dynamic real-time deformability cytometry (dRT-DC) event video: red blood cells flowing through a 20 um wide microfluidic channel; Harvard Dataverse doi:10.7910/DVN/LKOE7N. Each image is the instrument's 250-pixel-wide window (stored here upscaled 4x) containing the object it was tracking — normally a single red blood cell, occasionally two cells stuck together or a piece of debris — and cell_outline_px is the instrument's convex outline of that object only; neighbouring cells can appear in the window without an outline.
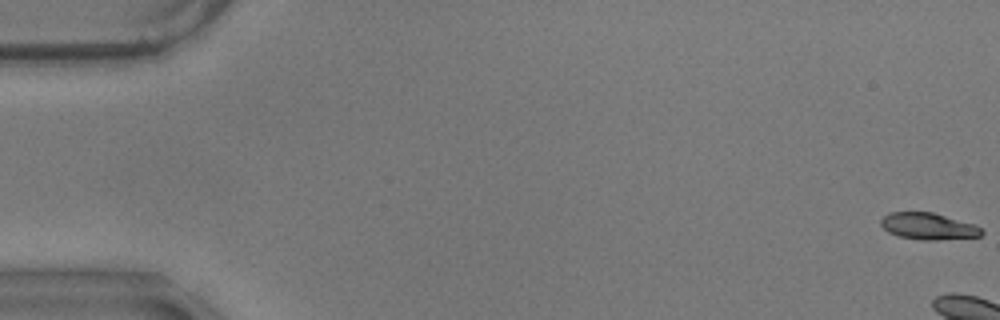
{"species": "common noctule bat (a hibernating species)", "species_latin": "Nyctalus noctula", "temperature_condition": "warm", "stored_images_in_passage": 6, "camera_frame_rate_fps": 3000, "um_per_image_px": 0.085, "animal": {"sex": "male", "body_mass_g": 17.9}, "frame": {"image": 1, "passage_image": 1, "time_ms": 0.0, "image_size_px": [1000, 320], "cell_outline_px": [[984, 232], [980, 236], [940, 240], [920, 240], [896, 236], [888, 232], [880, 224], [880, 220], [884, 216], [892, 212], [932, 212], [976, 224]], "centroid_in_image_um": [78.91, 19.24], "position_along_channel_um": 6.1, "area_um2": 15.78}}